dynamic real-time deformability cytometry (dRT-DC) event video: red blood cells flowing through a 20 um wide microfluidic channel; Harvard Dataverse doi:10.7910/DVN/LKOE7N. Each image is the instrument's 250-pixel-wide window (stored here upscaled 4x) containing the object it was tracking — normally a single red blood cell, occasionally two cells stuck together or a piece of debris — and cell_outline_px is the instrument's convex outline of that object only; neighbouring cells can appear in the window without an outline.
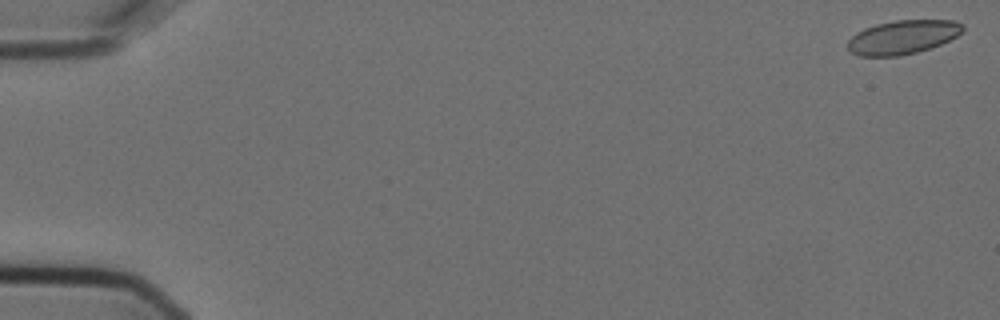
{"species": "Egyptian fruit bat (a non-hibernating species)", "species_latin": "Rousettus aegyptiacus", "temperature_condition": "cold", "stored_images_in_passage": 6, "camera_frame_rate_fps": 3000, "um_per_image_px": 0.085, "animal": {"sex": "female"}, "frame": {"image": 1, "passage_image": 1, "time_ms": 0.0, "image_size_px": [1000, 320], "cell_outline_px": [[964, 32], [940, 44], [916, 52], [900, 56], [860, 56], [848, 52], [848, 40], [856, 32], [864, 28], [876, 24], [892, 20], [956, 20], [964, 24]], "centroid_in_image_um": [76.72, 3.15], "position_along_channel_um": 8.3, "area_um2": 22.89}}
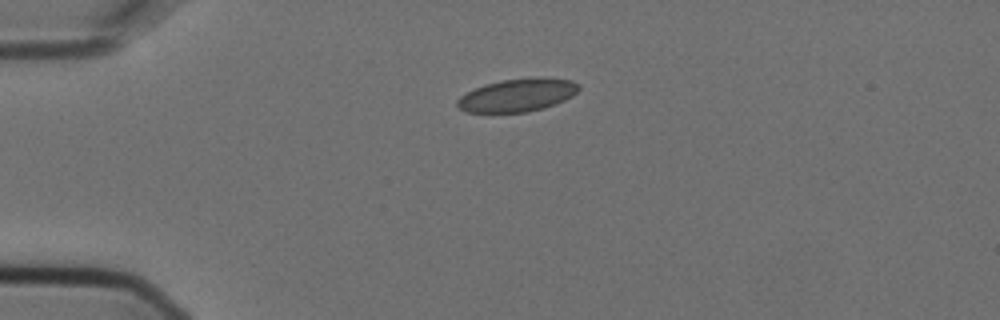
{"frame": {"image": 2, "passage_image": 4, "time_ms": 1.0, "image_size_px": [1000, 320], "cell_outline_px": [[580, 88], [572, 96], [564, 100], [528, 112], [464, 112], [456, 104], [456, 100], [460, 96], [484, 84], [504, 80], [536, 76], [544, 76], [572, 80], [580, 84]], "centroid_in_image_um": [44.0, 8.06], "position_along_channel_um": 41.0, "area_um2": 23.35}}
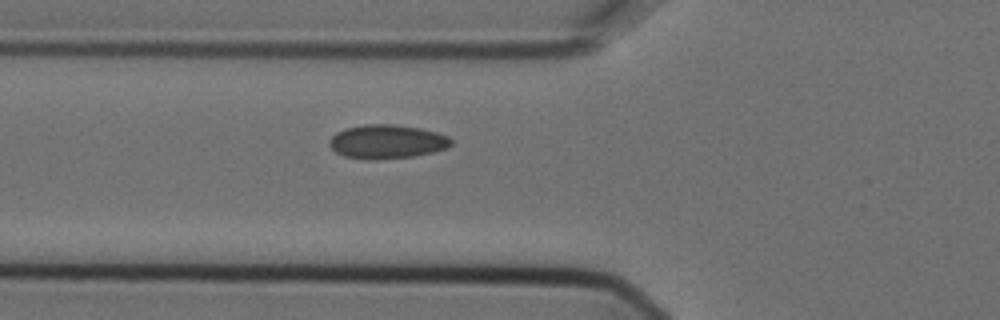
{"frame": {"image": 3, "passage_image": 6, "time_ms": 1.667, "image_size_px": [1000, 320], "cell_outline_px": [[452, 144], [444, 148], [432, 152], [412, 156], [344, 156], [336, 152], [328, 144], [328, 140], [336, 132], [344, 128], [364, 124], [392, 124], [420, 128], [436, 132], [448, 136], [452, 140]], "centroid_in_image_um": [32.88, 11.97], "position_along_channel_um": 92.9, "area_um2": 23.0}}